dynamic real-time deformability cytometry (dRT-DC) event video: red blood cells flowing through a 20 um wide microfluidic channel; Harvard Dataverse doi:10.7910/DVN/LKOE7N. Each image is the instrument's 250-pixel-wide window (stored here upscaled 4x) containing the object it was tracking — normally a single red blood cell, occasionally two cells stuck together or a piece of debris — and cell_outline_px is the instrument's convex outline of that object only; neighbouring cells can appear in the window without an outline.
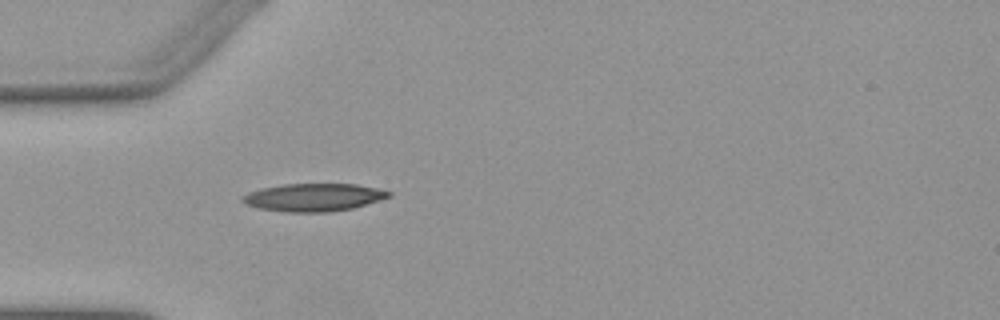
{"species": "Egyptian fruit bat (a non-hibernating species)", "species_latin": "Rousettus aegyptiacus", "temperature_condition": "warm", "stored_images_in_passage": 37, "camera_frame_rate_fps": 3000, "um_per_image_px": 0.085, "animal": {"sex": "female"}, "frame": {"image": 1, "passage_image": 1, "time_ms": 0.0, "image_size_px": [1000, 320], "cell_outline_px": [[392, 196], [380, 200], [352, 208], [328, 212], [288, 212], [260, 208], [248, 204], [240, 200], [240, 196], [248, 192], [260, 188], [284, 184], [356, 184], [376, 188], [392, 192]], "centroid_in_image_um": [26.65, 16.77], "position_along_channel_um": 58.4, "area_um2": 23.64}}
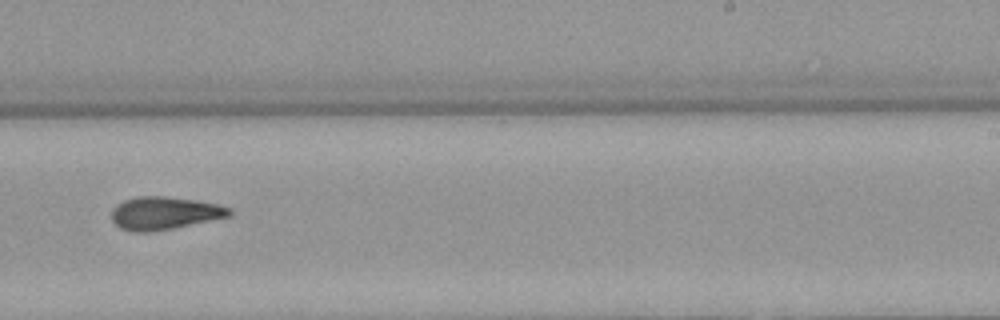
{"frame": {"image": 2, "passage_image": 18, "time_ms": 5.667, "image_size_px": [1000, 320], "cell_outline_px": [[232, 216], [176, 228], [152, 232], [132, 232], [120, 228], [112, 220], [112, 208], [116, 204], [124, 200], [136, 196], [164, 196], [192, 200], [216, 204], [232, 208]], "centroid_in_image_um": [13.97, 18.13], "position_along_channel_um": 275.0, "area_um2": 22.77}}
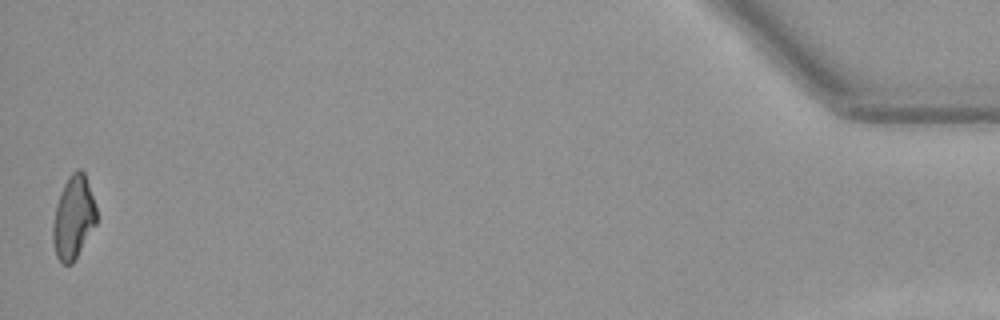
{"frame": {"image": 3, "passage_image": 37, "time_ms": 12.0, "image_size_px": [1000, 320], "cell_outline_px": [[96, 224], [72, 264], [60, 264], [56, 256], [52, 240], [52, 224], [56, 204], [60, 192], [68, 176], [76, 168], [80, 168], [84, 172], [96, 204]], "centroid_in_image_um": [6.22, 18.48], "position_along_channel_um": 429.0, "area_um2": 21.33}, "authors_computed_cell_mechanics": {"area_um2": 22.1952, "velocity_mm_per_s": 3.9101, "shape_relaxation_time_tau1_ms": 7.3174, "shape_relaxation_time_tau2_ms": 5.4778, "deformation_change_tau1": 0.2377, "deformation_change_tau2": 0.166}}